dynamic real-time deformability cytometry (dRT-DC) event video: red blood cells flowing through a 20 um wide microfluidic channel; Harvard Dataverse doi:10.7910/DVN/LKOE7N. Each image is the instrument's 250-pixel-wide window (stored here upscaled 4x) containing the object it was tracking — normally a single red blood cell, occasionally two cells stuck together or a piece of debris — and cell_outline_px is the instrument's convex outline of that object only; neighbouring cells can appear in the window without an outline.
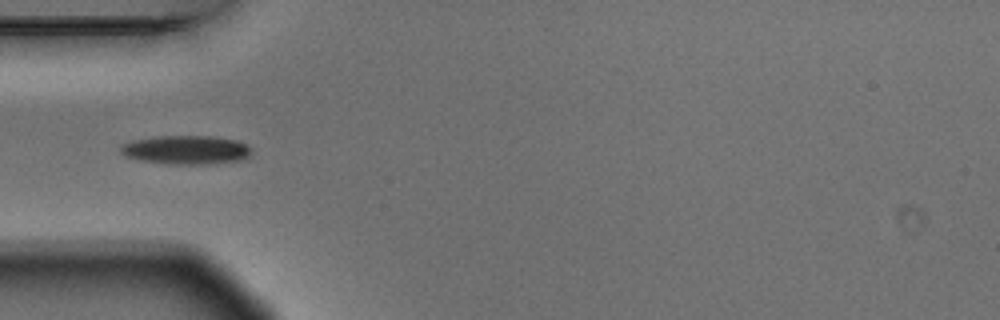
{"species": "Egyptian fruit bat (a non-hibernating species)", "species_latin": "Rousettus aegyptiacus", "temperature_condition": "warm", "stored_images_in_passage": 5, "camera_frame_rate_fps": 3000, "um_per_image_px": 0.085, "animal": {"sex": "male"}, "frame": {"image": 1, "passage_image": 5, "time_ms": 1.333, "image_size_px": [1000, 320], "cell_outline_px": [[252, 152], [248, 160], [204, 164], [172, 164], [140, 160], [124, 156], [120, 152], [120, 144], [132, 140], [152, 136], [212, 136], [236, 140], [252, 148]], "centroid_in_image_um": [15.82, 12.74], "position_along_channel_um": 69.2, "area_um2": 22.31}}